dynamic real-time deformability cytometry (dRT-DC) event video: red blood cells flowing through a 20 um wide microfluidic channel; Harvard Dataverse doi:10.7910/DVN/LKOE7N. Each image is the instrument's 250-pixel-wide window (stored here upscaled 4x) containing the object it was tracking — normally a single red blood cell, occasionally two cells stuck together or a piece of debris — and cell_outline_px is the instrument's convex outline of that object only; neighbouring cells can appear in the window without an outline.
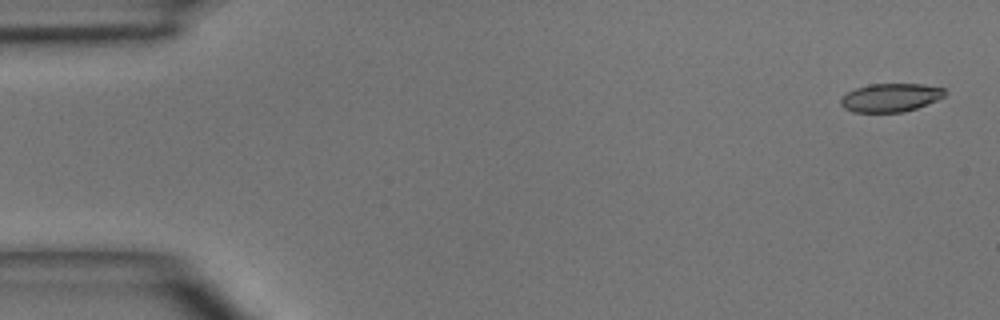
{"species": "common noctule bat (a hibernating species)", "species_latin": "Nyctalus noctula", "temperature_condition": "room temperature", "stored_images_in_passage": 4, "camera_frame_rate_fps": 3000, "um_per_image_px": 0.085, "animal": {"sex": "male", "body_mass_g": 15.6}, "frame": {"image": 1, "passage_image": 1, "time_ms": 0.0, "image_size_px": [1000, 320], "cell_outline_px": [[948, 92], [944, 96], [936, 100], [916, 108], [904, 112], [852, 112], [844, 108], [840, 104], [840, 100], [848, 92], [856, 88], [868, 84], [924, 84], [944, 88]], "centroid_in_image_um": [75.7, 8.29], "position_along_channel_um": 9.3, "area_um2": 17.22}}
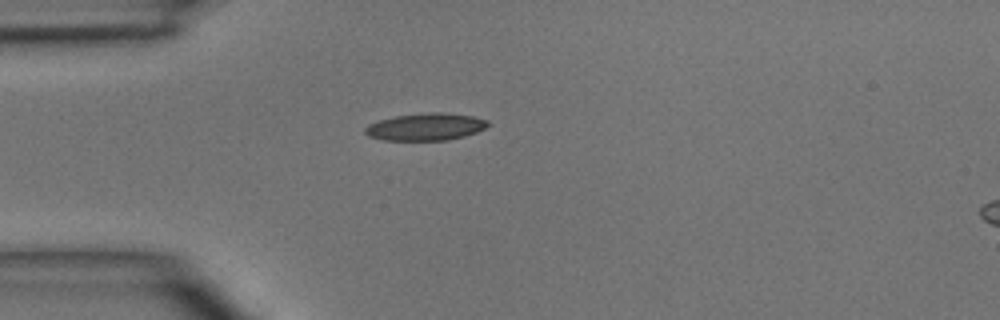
{"frame": {"image": 2, "passage_image": 4, "time_ms": 3.667, "image_size_px": [1000, 320], "cell_outline_px": [[492, 124], [476, 132], [464, 136], [448, 140], [380, 140], [368, 136], [364, 132], [364, 128], [368, 124], [380, 120], [396, 116], [432, 112], [444, 112], [472, 116], [488, 120]], "centroid_in_image_um": [36.18, 10.78], "position_along_channel_um": 48.8, "area_um2": 19.54}}